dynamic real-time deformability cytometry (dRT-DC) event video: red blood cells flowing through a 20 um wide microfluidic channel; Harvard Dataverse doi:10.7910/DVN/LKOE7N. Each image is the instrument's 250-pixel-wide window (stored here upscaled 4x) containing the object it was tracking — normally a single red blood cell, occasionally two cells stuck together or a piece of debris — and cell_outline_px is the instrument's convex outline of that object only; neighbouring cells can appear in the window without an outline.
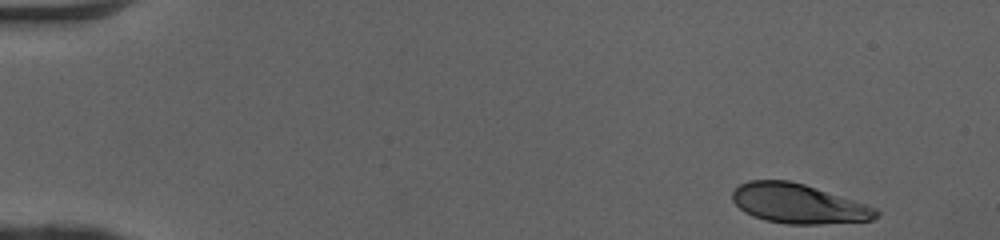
{"species": "human", "species_latin": "Homo sapiens", "temperature_condition": "cold", "stored_images_in_passage": 47, "camera_frame_rate_fps": 3000, "um_per_image_px": 0.085, "donor": {"sex": "female"}, "frame": {"image": 1, "passage_image": 1, "time_ms": 0.0, "image_size_px": [1000, 240], "cell_outline_px": [[880, 216], [872, 220], [820, 224], [788, 224], [764, 220], [752, 216], [744, 212], [732, 200], [732, 192], [740, 184], [748, 180], [788, 180], [804, 184], [876, 208], [880, 212]], "centroid_in_image_um": [67.83, 17.32], "position_along_channel_um": 17.2, "area_um2": 32.95}}
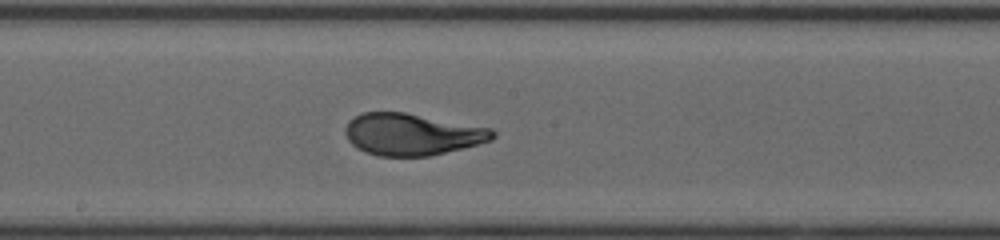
{"frame": {"image": 2, "passage_image": 25, "time_ms": 8.0, "image_size_px": [1000, 240], "cell_outline_px": [[496, 136], [492, 140], [428, 156], [380, 156], [364, 152], [356, 148], [348, 140], [344, 132], [344, 128], [348, 120], [364, 112], [404, 112], [492, 128], [496, 132]], "centroid_in_image_um": [34.98, 11.41], "position_along_channel_um": 213.2, "area_um2": 35.84}}
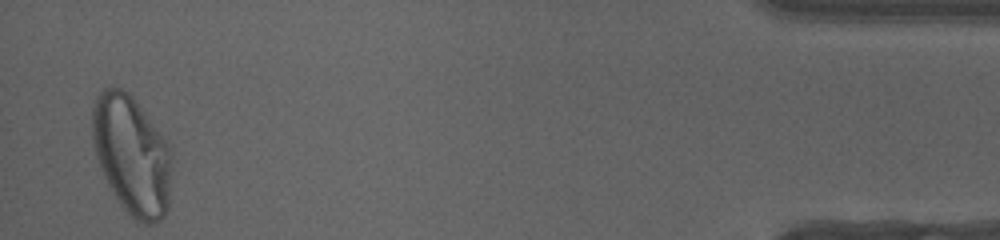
{"frame": {"image": 3, "passage_image": 46, "time_ms": 15.0, "image_size_px": [1000, 240], "cell_outline_px": [[172, 168], [168, 208], [164, 216], [160, 220], [152, 224], [144, 224], [132, 220], [120, 204], [112, 192], [104, 176], [96, 156], [92, 140], [92, 108], [96, 96], [104, 88], [120, 88], [128, 92], [132, 96], [168, 140], [172, 152]], "centroid_in_image_um": [11.23, 13.2], "position_along_channel_um": 424.0, "area_um2": 55.95}, "authors_computed_cell_mechanics": {"area_um2": 36.0094, "velocity_mm_per_s": 4.0845, "shape_relaxation_time_tau1_ms": 3.9696, "shape_relaxation_time_tau2_ms": null, "deformation_change_tau1": 0.1919, "deformation_change_tau2": null}}